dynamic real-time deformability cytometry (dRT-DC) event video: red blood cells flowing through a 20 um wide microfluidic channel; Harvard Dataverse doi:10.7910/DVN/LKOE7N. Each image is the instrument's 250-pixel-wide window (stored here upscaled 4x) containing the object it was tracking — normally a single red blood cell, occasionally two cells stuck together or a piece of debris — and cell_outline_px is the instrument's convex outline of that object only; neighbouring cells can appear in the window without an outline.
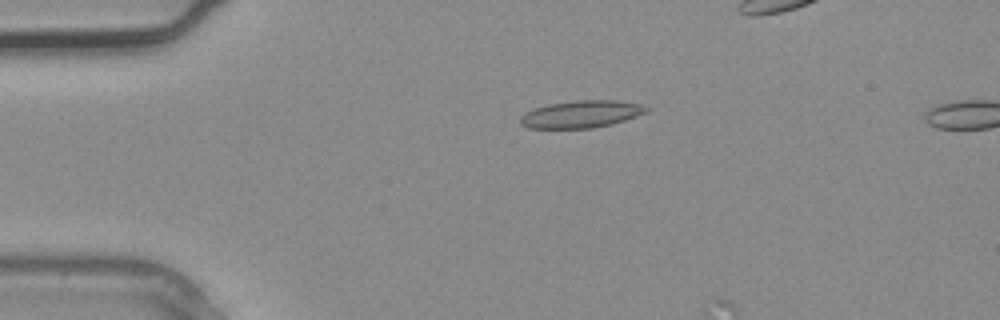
{"species": "common noctule bat (a hibernating species)", "species_latin": "Nyctalus noctula", "temperature_condition": "warm", "stored_images_in_passage": 4, "camera_frame_rate_fps": 3000, "um_per_image_px": 0.085, "animal": {"sex": "male", "body_mass_g": 20.4}, "frame": {"image": 1, "passage_image": 1, "time_ms": 0.0, "image_size_px": [1000, 320], "cell_outline_px": [[648, 112], [624, 120], [592, 128], [528, 128], [520, 124], [520, 116], [536, 108], [548, 104], [580, 100], [616, 100], [640, 104], [648, 108]], "centroid_in_image_um": [49.4, 9.7], "position_along_channel_um": 35.6, "area_um2": 19.71}}